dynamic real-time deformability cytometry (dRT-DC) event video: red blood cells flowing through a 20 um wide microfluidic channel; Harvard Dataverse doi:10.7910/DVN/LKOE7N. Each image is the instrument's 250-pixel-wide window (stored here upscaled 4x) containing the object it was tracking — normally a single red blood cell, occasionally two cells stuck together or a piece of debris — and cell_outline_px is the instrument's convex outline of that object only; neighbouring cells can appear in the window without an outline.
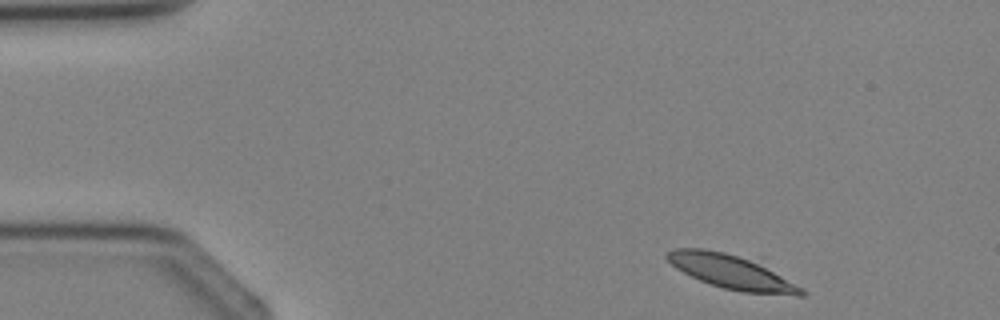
{"species": "Egyptian fruit bat (a non-hibernating species)", "species_latin": "Rousettus aegyptiacus", "temperature_condition": "cold", "stored_images_in_passage": 3, "camera_frame_rate_fps": 3000, "um_per_image_px": 0.085, "animal": {"sex": "female"}, "frame": {"image": 1, "passage_image": 1, "time_ms": 0.0, "image_size_px": [1000, 320], "cell_outline_px": [[808, 292], [804, 296], [796, 296], [744, 292], [724, 288], [700, 280], [676, 268], [664, 256], [668, 252], [676, 248], [704, 248], [724, 252], [748, 260], [804, 288]], "centroid_in_image_um": [62.16, 23.13], "position_along_channel_um": 22.8, "area_um2": 25.72}}
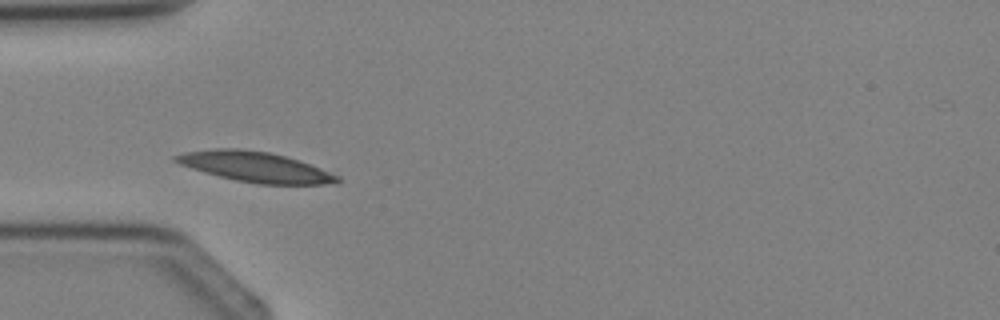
{"frame": {"image": 2, "passage_image": 3, "time_ms": 2.333, "image_size_px": [1000, 320], "cell_outline_px": [[340, 180], [336, 184], [256, 184], [236, 180], [204, 172], [180, 164], [172, 160], [172, 156], [184, 152], [216, 148], [236, 148], [268, 152], [284, 156], [320, 168], [340, 176]], "centroid_in_image_um": [21.67, 14.19], "position_along_channel_um": 63.3, "area_um2": 28.21}}